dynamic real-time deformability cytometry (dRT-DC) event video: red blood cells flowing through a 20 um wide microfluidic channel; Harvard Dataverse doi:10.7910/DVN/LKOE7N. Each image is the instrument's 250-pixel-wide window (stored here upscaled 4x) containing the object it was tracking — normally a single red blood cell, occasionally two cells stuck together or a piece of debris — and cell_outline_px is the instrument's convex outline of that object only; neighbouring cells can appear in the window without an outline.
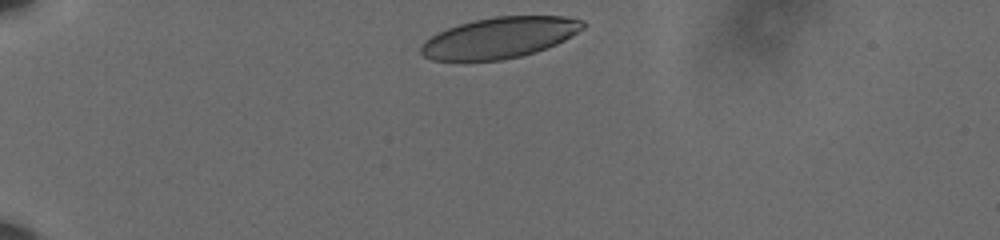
{"species": "human", "species_latin": "Homo sapiens", "temperature_condition": "cold", "stored_images_in_passage": 37, "camera_frame_rate_fps": 3000, "um_per_image_px": 0.085, "donor": {"sex": "male"}, "frame": {"image": 1, "passage_image": 1, "time_ms": 0.0, "image_size_px": [1000, 240], "cell_outline_px": [[584, 28], [564, 40], [556, 44], [536, 52], [520, 56], [500, 60], [432, 60], [424, 56], [420, 52], [420, 44], [424, 40], [436, 32], [460, 24], [476, 20], [496, 16], [564, 16], [584, 20]], "centroid_in_image_um": [42.44, 3.2], "position_along_channel_um": 42.6, "area_um2": 38.49}}
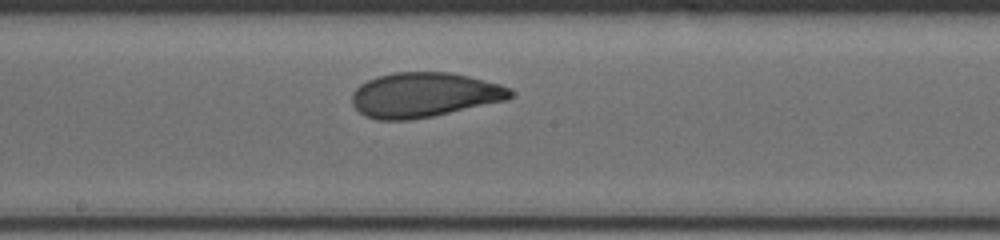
{"frame": {"image": 2, "passage_image": 20, "time_ms": 6.333, "image_size_px": [1000, 240], "cell_outline_px": [[512, 96], [508, 100], [432, 116], [408, 120], [376, 120], [364, 116], [352, 104], [352, 92], [360, 84], [376, 76], [392, 72], [448, 72], [468, 76], [500, 84], [508, 88], [512, 92]], "centroid_in_image_um": [36.02, 8.06], "position_along_channel_um": 212.2, "area_um2": 41.33}}
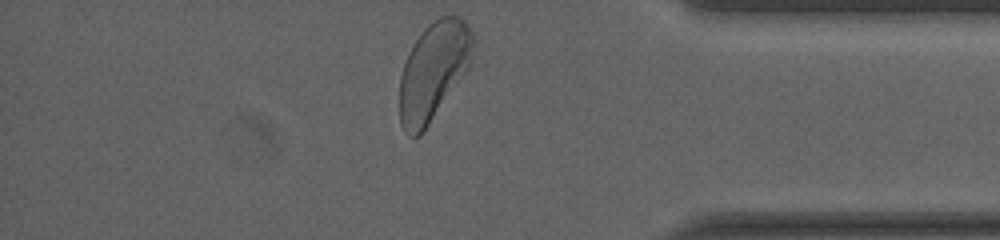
{"frame": {"image": 3, "passage_image": 37, "time_ms": 12.0, "image_size_px": [1000, 240], "cell_outline_px": [[476, 44], [472, 64], [420, 136], [412, 136], [404, 132], [400, 124], [400, 76], [408, 52], [424, 28], [428, 24], [440, 16], [460, 16], [464, 20], [472, 32], [476, 40]], "centroid_in_image_um": [36.88, 6.01], "position_along_channel_um": 398.3, "area_um2": 42.25}, "authors_computed_cell_mechanics": {"area_um2": 41.327, "velocity_mm_per_s": 3.5719, "shape_relaxation_time_tau1_ms": 4.0383, "shape_relaxation_time_tau2_ms": 0.9186, "deformation_change_tau1": 0.146, "deformation_change_tau2": 0.0587}}